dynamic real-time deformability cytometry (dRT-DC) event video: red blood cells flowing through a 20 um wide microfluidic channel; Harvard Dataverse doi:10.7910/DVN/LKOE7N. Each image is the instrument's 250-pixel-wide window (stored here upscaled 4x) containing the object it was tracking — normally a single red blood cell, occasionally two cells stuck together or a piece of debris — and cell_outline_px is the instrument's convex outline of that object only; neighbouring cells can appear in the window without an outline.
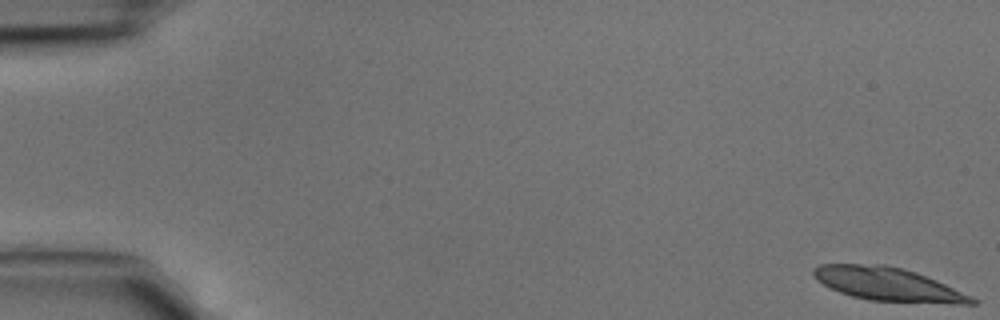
{"species": "common noctule bat (a hibernating species)", "species_latin": "Nyctalus noctula", "temperature_condition": "cold", "stored_images_in_passage": 6, "camera_frame_rate_fps": 3000, "um_per_image_px": 0.085, "animal": {"sex": "male", "body_mass_g": 15.6}, "frame": {"image": 1, "passage_image": 1, "time_ms": 0.0, "image_size_px": [1000, 320], "cell_outline_px": [[980, 300], [976, 304], [960, 304], [868, 300], [852, 296], [840, 292], [816, 280], [812, 276], [812, 268], [820, 264], [884, 264], [904, 268], [916, 272], [936, 280], [972, 296]], "centroid_in_image_um": [75.48, 24.15], "position_along_channel_um": 9.5, "area_um2": 30.87}}